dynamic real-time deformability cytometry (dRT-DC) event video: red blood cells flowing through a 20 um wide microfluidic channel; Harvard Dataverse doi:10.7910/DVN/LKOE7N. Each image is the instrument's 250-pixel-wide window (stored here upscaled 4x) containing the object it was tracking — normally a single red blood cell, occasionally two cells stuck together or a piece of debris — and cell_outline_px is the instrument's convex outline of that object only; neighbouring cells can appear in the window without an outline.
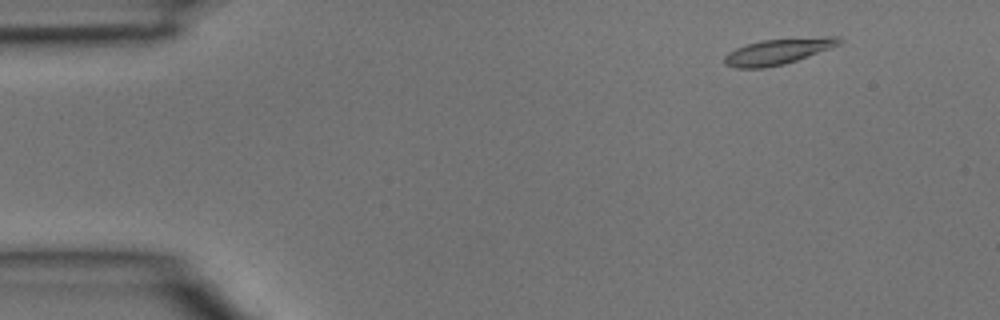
{"species": "common noctule bat (a hibernating species)", "species_latin": "Nyctalus noctula", "temperature_condition": "room temperature", "stored_images_in_passage": 44, "camera_frame_rate_fps": 3000, "um_per_image_px": 0.085, "animal": {"sex": "male", "body_mass_g": 15.6}, "frame": {"image": 1, "passage_image": 4, "time_ms": 1.0, "image_size_px": [1000, 320], "cell_outline_px": [[844, 40], [840, 44], [808, 56], [784, 64], [764, 68], [736, 68], [724, 64], [724, 56], [728, 52], [736, 48], [760, 40], [824, 36], [840, 36]], "centroid_in_image_um": [66.14, 4.36], "position_along_channel_um": 18.9, "area_um2": 17.28}}
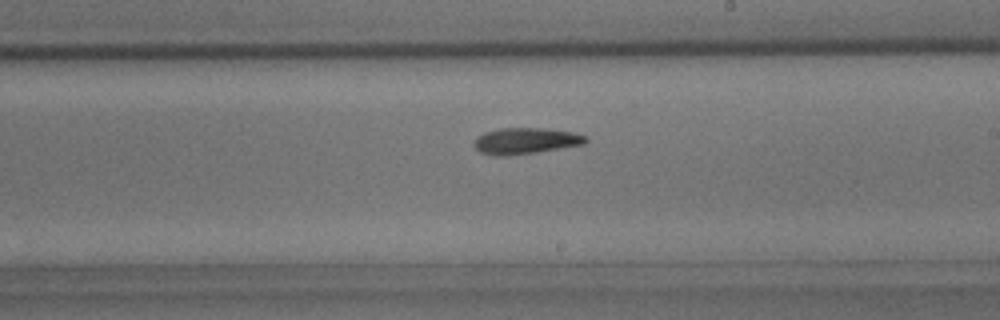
{"frame": {"image": 2, "passage_image": 25, "time_ms": 8.0, "image_size_px": [1000, 320], "cell_outline_px": [[588, 140], [584, 144], [536, 152], [504, 156], [496, 156], [480, 152], [472, 144], [476, 136], [484, 132], [500, 128], [544, 128], [572, 132], [588, 136]], "centroid_in_image_um": [44.65, 11.97], "position_along_channel_um": 244.4, "area_um2": 17.11}}
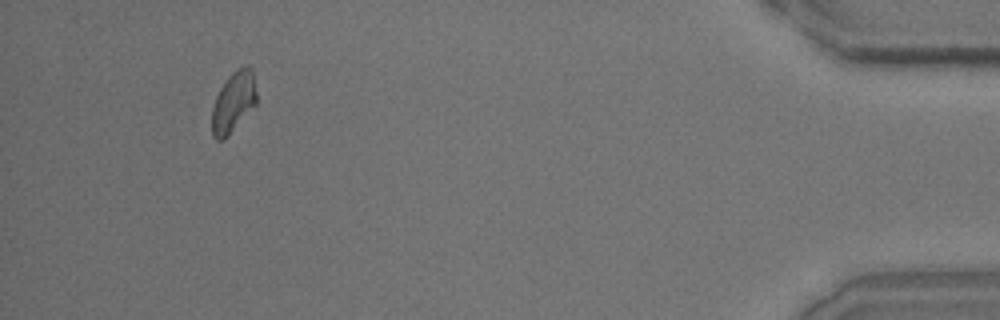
{"frame": {"image": 3, "passage_image": 41, "time_ms": 13.333, "image_size_px": [1000, 320], "cell_outline_px": [[256, 104], [228, 136], [224, 140], [216, 140], [212, 136], [212, 108], [216, 96], [220, 88], [228, 76], [236, 68], [248, 64], [252, 68], [256, 92]], "centroid_in_image_um": [19.84, 8.66], "position_along_channel_um": 415.4, "area_um2": 15.9}}